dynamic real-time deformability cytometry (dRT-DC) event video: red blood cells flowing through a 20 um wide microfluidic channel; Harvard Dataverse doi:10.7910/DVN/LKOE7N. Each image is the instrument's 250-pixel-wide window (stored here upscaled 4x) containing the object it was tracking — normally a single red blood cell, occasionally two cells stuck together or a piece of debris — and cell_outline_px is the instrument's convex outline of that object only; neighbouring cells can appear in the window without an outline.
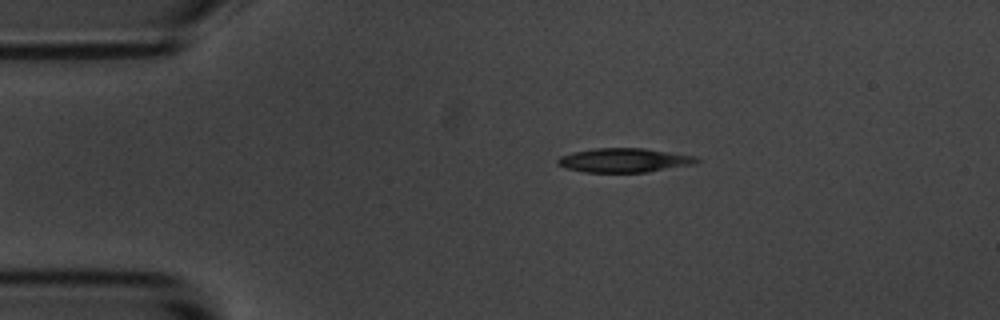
{"species": "common noctule bat (a hibernating species)", "species_latin": "Nyctalus noctula", "temperature_condition": "room temperature", "stored_images_in_passage": 47, "camera_frame_rate_fps": 3000, "um_per_image_px": 0.085, "animal": {"sex": "male", "body_mass_g": 20.1, "forearm_length_mm": 53.5}, "frame": {"image": 1, "passage_image": 1, "time_ms": 0.0, "image_size_px": [1000, 320], "cell_outline_px": [[700, 160], [692, 164], [648, 172], [584, 172], [564, 168], [556, 164], [556, 160], [560, 156], [572, 152], [596, 148], [644, 148], [696, 156]], "centroid_in_image_um": [52.99, 13.62], "position_along_channel_um": 32.0, "area_um2": 19.54}}
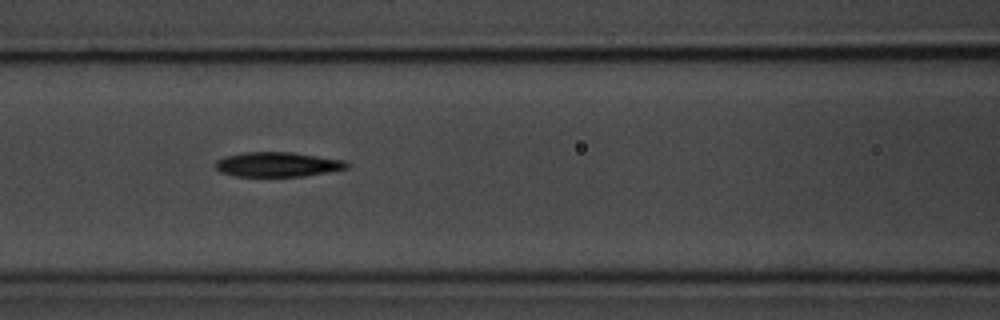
{"frame": {"image": 2, "passage_image": 14, "time_ms": 4.333, "image_size_px": [1000, 320], "cell_outline_px": [[352, 164], [348, 168], [328, 172], [304, 176], [236, 176], [220, 172], [216, 168], [216, 160], [224, 156], [244, 152], [292, 152], [344, 160]], "centroid_in_image_um": [23.61, 13.97], "position_along_channel_um": 143.0, "area_um2": 18.96}}
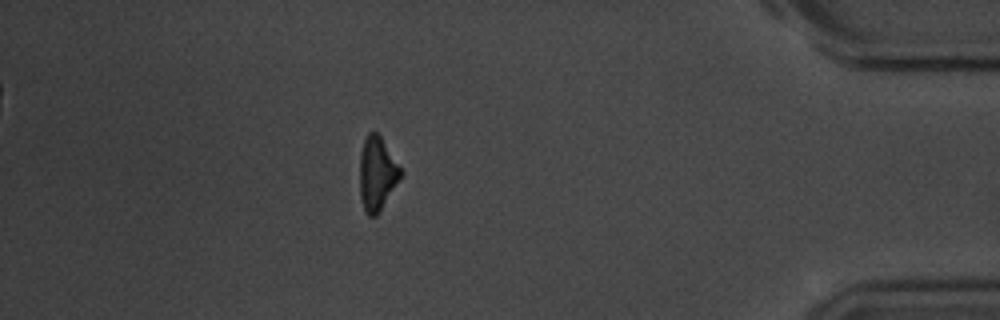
{"frame": {"image": 3, "passage_image": 40, "time_ms": 13.0, "image_size_px": [1000, 320], "cell_outline_px": [[404, 172], [380, 212], [376, 216], [368, 216], [364, 212], [360, 196], [360, 152], [364, 140], [368, 132], [376, 132], [380, 136]], "centroid_in_image_um": [32.05, 14.79], "position_along_channel_um": 403.2, "area_um2": 17.69}, "authors_computed_cell_mechanics": {"area_um2": 19.074, "velocity_mm_per_s": 3.5195, "shape_relaxation_time_tau1_ms": 2.6628, "shape_relaxation_time_tau2_ms": null, "deformation_change_tau1": 0.1616, "deformation_change_tau2": null}}